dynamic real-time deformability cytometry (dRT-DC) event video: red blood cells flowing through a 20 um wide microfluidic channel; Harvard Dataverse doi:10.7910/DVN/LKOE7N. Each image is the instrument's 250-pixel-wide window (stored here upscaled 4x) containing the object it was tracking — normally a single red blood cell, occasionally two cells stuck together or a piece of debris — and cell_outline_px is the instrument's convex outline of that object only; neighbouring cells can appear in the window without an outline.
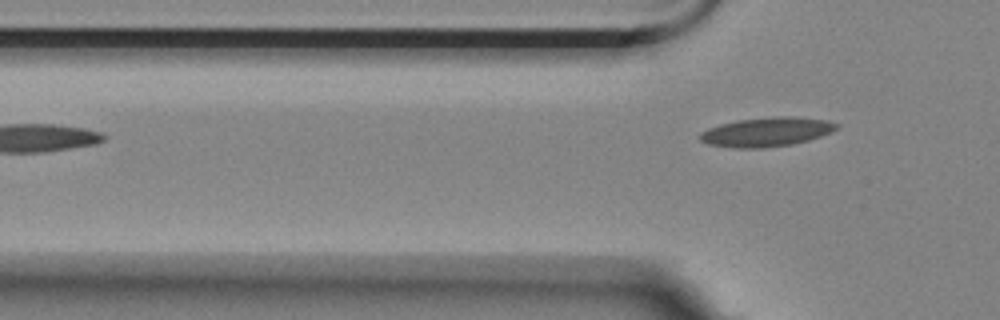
{"species": "Egyptian fruit bat (a non-hibernating species)", "species_latin": "Rousettus aegyptiacus", "temperature_condition": "room temperature", "stored_images_in_passage": 5, "camera_frame_rate_fps": 3000, "um_per_image_px": 0.085, "animal": {"sex": "female"}, "frame": {"image": 1, "passage_image": 5, "time_ms": 1.333, "image_size_px": [1000, 320], "cell_outline_px": [[840, 128], [832, 132], [808, 140], [792, 144], [764, 148], [732, 148], [708, 144], [700, 140], [700, 132], [708, 128], [720, 124], [736, 120], [776, 116], [792, 116], [828, 120], [840, 124]], "centroid_in_image_um": [65.18, 11.21], "position_along_channel_um": 60.6, "area_um2": 23.47}}